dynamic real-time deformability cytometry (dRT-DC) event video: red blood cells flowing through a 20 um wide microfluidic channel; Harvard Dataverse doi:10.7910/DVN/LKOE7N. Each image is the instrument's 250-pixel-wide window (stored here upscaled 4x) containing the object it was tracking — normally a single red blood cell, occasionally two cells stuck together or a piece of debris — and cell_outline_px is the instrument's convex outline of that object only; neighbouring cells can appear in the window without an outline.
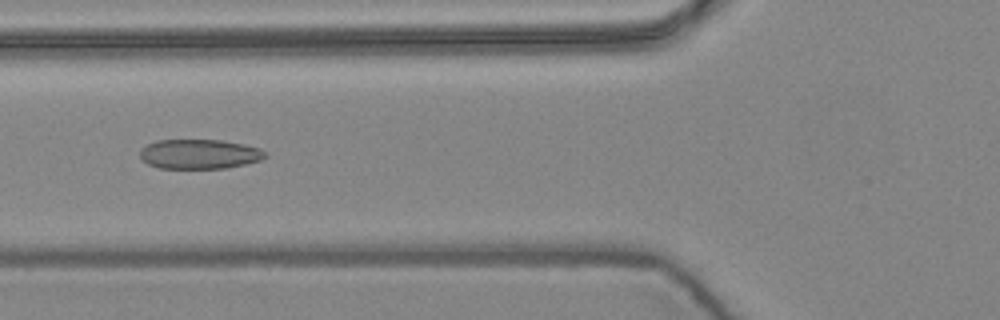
{"species": "common noctule bat (a hibernating species)", "species_latin": "Nyctalus noctula", "temperature_condition": "warm", "stored_images_in_passage": 7, "camera_frame_rate_fps": 3000, "um_per_image_px": 0.085, "animal": {"sex": "female", "body_mass_g": 24.6, "forearm_length_mm": 56.2}, "frame": {"image": 1, "passage_image": 6, "time_ms": 1.667, "image_size_px": [1000, 320], "cell_outline_px": [[268, 156], [260, 160], [244, 164], [224, 168], [156, 168], [148, 164], [140, 156], [140, 152], [148, 144], [156, 140], [220, 140], [244, 144], [260, 148]], "centroid_in_image_um": [16.96, 13.09], "position_along_channel_um": 108.8, "area_um2": 21.44}}
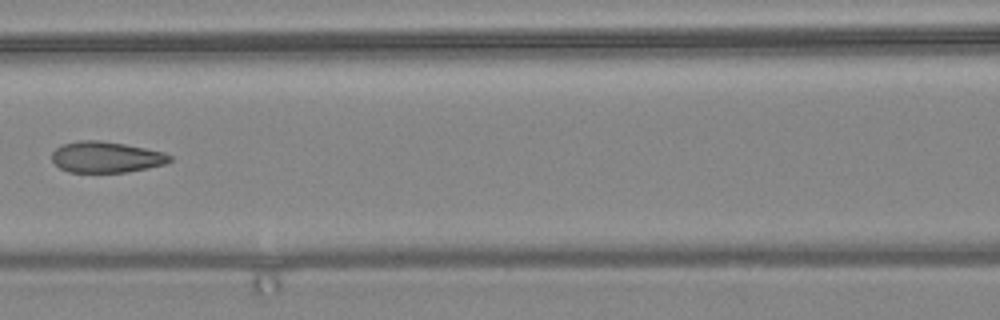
{"frame": {"image": 2, "passage_image": 7, "time_ms": 2.0, "image_size_px": [1000, 320], "cell_outline_px": [[172, 160], [164, 164], [148, 168], [124, 172], [68, 172], [60, 168], [52, 160], [52, 152], [56, 148], [64, 144], [80, 140], [100, 140], [124, 144], [164, 152], [172, 156]], "centroid_in_image_um": [9.02, 13.35], "position_along_channel_um": 157.6, "area_um2": 21.21}}